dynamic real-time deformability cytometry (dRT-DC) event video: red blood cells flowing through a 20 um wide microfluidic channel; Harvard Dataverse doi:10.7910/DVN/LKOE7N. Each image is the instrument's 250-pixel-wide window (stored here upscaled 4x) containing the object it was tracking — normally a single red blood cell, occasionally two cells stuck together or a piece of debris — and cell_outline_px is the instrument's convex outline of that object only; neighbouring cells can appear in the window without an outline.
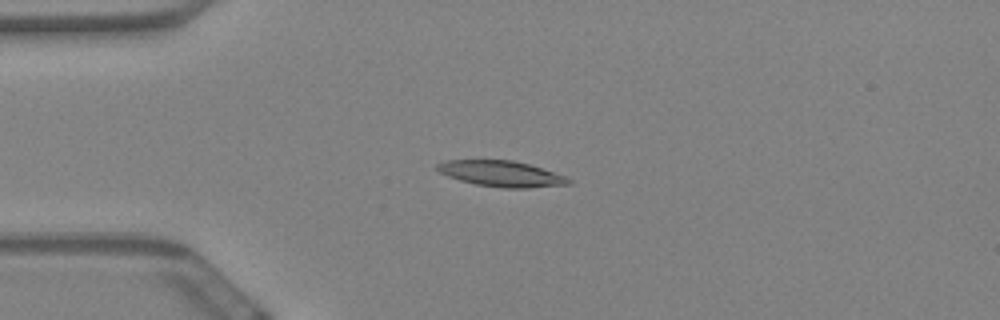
{"species": "Egyptian fruit bat (a non-hibernating species)", "species_latin": "Rousettus aegyptiacus", "temperature_condition": "warm", "stored_images_in_passage": 50, "camera_frame_rate_fps": 3000, "um_per_image_px": 0.085, "animal": {"sex": "female"}, "frame": {"image": 1, "passage_image": 14, "time_ms": 4.333, "image_size_px": [1000, 320], "cell_outline_px": [[572, 184], [528, 188], [504, 188], [476, 184], [460, 180], [448, 176], [440, 172], [436, 168], [436, 164], [444, 160], [512, 160], [528, 164], [564, 176], [572, 180]], "centroid_in_image_um": [42.6, 14.77], "position_along_channel_um": 42.4, "area_um2": 19.59}}
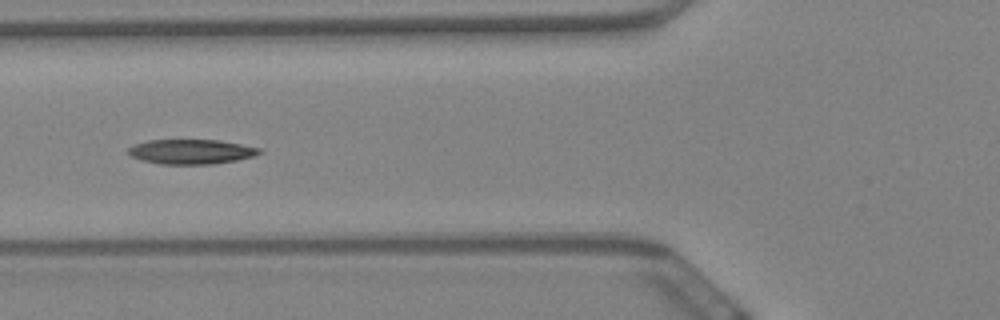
{"frame": {"image": 2, "passage_image": 22, "time_ms": 7.0, "image_size_px": [1000, 320], "cell_outline_px": [[264, 152], [252, 156], [236, 160], [212, 164], [160, 164], [140, 160], [132, 156], [128, 152], [128, 148], [136, 144], [148, 140], [220, 140], [260, 148]], "centroid_in_image_um": [16.25, 12.89], "position_along_channel_um": 109.5, "area_um2": 18.79}}
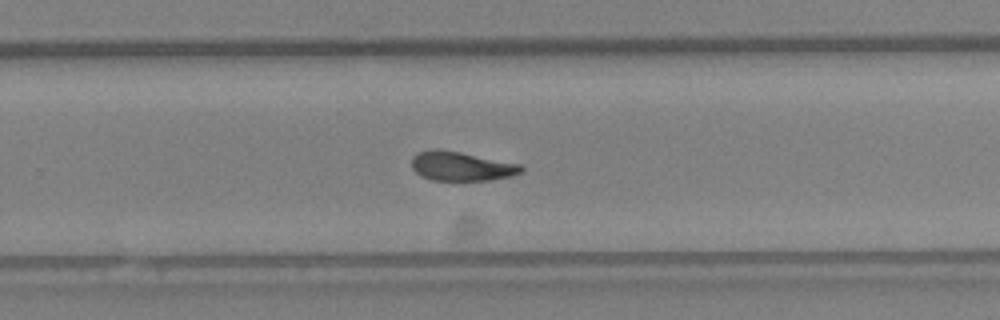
{"frame": {"image": 3, "passage_image": 38, "time_ms": 12.333, "image_size_px": [1000, 320], "cell_outline_px": [[524, 168], [520, 172], [512, 176], [488, 180], [432, 180], [420, 176], [412, 168], [412, 156], [416, 152], [432, 148], [436, 148], [460, 152], [520, 164]], "centroid_in_image_um": [39.16, 14.12], "position_along_channel_um": 290.6, "area_um2": 18.67}, "authors_computed_cell_mechanics": {"area_um2": 19.1896, "velocity_mm_per_s": 3.4087, "shape_relaxation_time_tau1_ms": 8.3589, "shape_relaxation_time_tau2_ms": 4.4238, "deformation_change_tau1": 0.2052, "deformation_change_tau2": 0.1041}}